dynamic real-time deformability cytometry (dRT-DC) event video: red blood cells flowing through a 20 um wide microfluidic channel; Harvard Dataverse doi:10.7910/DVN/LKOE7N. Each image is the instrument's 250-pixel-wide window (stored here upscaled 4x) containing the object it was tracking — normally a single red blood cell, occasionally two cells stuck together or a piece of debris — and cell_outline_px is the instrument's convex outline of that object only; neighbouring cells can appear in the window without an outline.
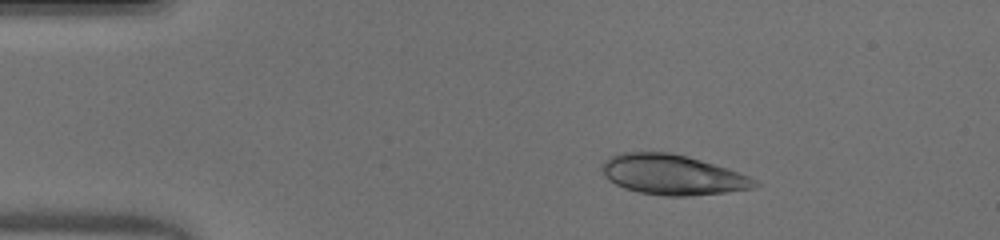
{"species": "human", "species_latin": "Homo sapiens", "temperature_condition": "warm", "stored_images_in_passage": 42, "camera_frame_rate_fps": 3000, "um_per_image_px": 0.085, "donor": {"sex": "male"}, "frame": {"image": 1, "passage_image": 1, "time_ms": 0.0, "image_size_px": [1000, 240], "cell_outline_px": [[760, 184], [752, 188], [724, 192], [688, 196], [664, 196], [640, 192], [624, 188], [608, 180], [604, 176], [600, 168], [604, 160], [620, 152], [668, 152], [688, 156], [740, 172], [756, 180]], "centroid_in_image_um": [57.13, 14.84], "position_along_channel_um": 27.9, "area_um2": 35.66}}
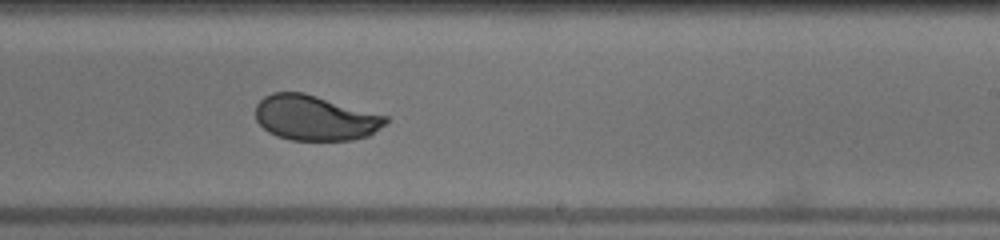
{"frame": {"image": 2, "passage_image": 23, "time_ms": 7.333, "image_size_px": [1000, 240], "cell_outline_px": [[388, 120], [384, 124], [368, 136], [352, 140], [292, 140], [276, 136], [268, 132], [256, 120], [256, 104], [264, 96], [272, 92], [304, 92], [388, 116]], "centroid_in_image_um": [26.75, 10.01], "position_along_channel_um": 262.2, "area_um2": 34.22}}
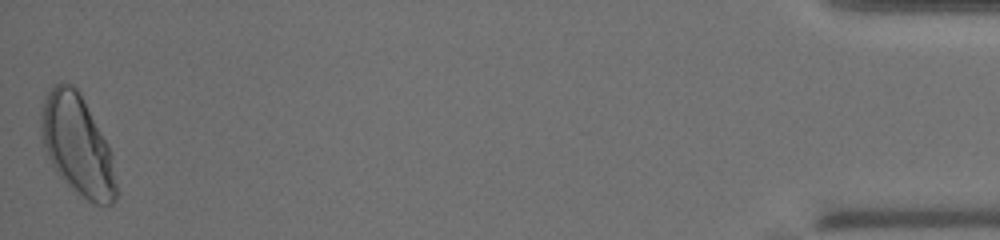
{"frame": {"image": 3, "passage_image": 42, "time_ms": 13.667, "image_size_px": [1000, 240], "cell_outline_px": [[116, 200], [112, 204], [96, 204], [88, 200], [68, 184], [56, 172], [48, 156], [44, 144], [40, 124], [40, 116], [44, 100], [52, 84], [60, 80], [72, 84], [80, 92], [112, 152], [116, 184]], "centroid_in_image_um": [6.58, 12.28], "position_along_channel_um": 428.6, "area_um2": 43.52}, "authors_computed_cell_mechanics": {"area_um2": 35.6048, "velocity_mm_per_s": 4.0993, "shape_relaxation_time_tau1_ms": 3.2547, "shape_relaxation_time_tau2_ms": null, "deformation_change_tau1": 0.1491, "deformation_change_tau2": null}}